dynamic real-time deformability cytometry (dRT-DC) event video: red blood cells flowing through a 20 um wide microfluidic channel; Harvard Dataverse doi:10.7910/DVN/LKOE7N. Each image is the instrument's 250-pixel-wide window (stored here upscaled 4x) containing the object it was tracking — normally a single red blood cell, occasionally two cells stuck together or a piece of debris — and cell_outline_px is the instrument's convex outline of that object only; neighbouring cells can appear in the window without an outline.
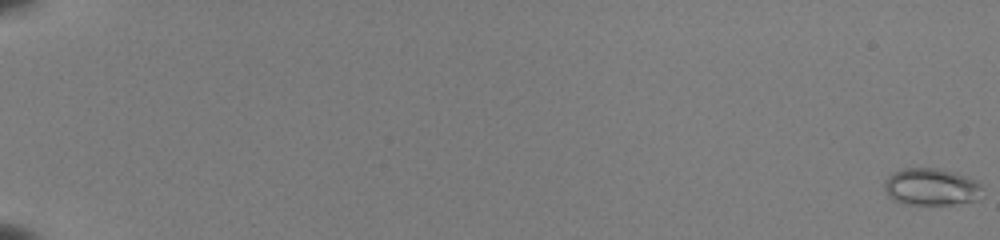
{"species": "common noctule bat (a hibernating species)", "species_latin": "Nyctalus noctula", "temperature_condition": "room temperature", "stored_images_in_passage": 55, "camera_frame_rate_fps": 3000, "um_per_image_px": 0.085, "animal": {"sex": "female", "body_mass_g": 22.0, "forearm_length_mm": 56.7}, "frame": {"image": 1, "passage_image": 1, "time_ms": 0.0, "image_size_px": [1000, 240], "cell_outline_px": [[980, 188], [976, 200], [952, 204], [904, 204], [888, 196], [884, 188], [884, 184], [888, 176], [904, 168], [936, 168], [956, 172], [976, 180], [980, 184]], "centroid_in_image_um": [79.13, 15.87], "position_along_channel_um": 5.9, "area_um2": 20.87}}
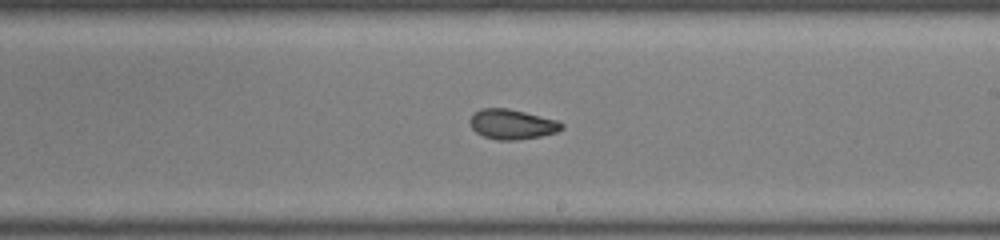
{"frame": {"image": 2, "passage_image": 36, "time_ms": 11.667, "image_size_px": [1000, 240], "cell_outline_px": [[564, 128], [556, 132], [540, 136], [516, 140], [496, 140], [484, 136], [476, 132], [472, 128], [468, 120], [480, 108], [508, 108], [556, 120], [564, 124]], "centroid_in_image_um": [43.51, 10.56], "position_along_channel_um": 245.5, "area_um2": 15.9}}
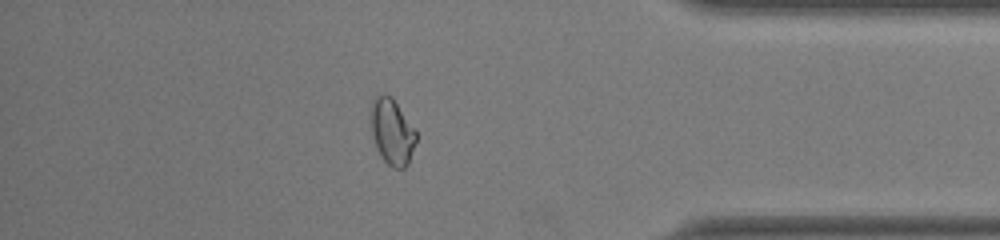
{"frame": {"image": 3, "passage_image": 49, "time_ms": 16.0, "image_size_px": [1000, 240], "cell_outline_px": [[416, 140], [408, 164], [404, 168], [392, 168], [380, 156], [376, 148], [372, 136], [372, 100], [376, 96], [384, 92], [392, 96], [416, 132]], "centroid_in_image_um": [33.32, 11.2], "position_along_channel_um": 401.9, "area_um2": 17.22}, "authors_computed_cell_mechanics": {"area_um2": 17.3978, "velocity_mm_per_s": 4.0124, "shape_relaxation_time_tau1_ms": null, "shape_relaxation_time_tau2_ms": 1.1663, "deformation_change_tau1": null, "deformation_change_tau2": 0.0572}}